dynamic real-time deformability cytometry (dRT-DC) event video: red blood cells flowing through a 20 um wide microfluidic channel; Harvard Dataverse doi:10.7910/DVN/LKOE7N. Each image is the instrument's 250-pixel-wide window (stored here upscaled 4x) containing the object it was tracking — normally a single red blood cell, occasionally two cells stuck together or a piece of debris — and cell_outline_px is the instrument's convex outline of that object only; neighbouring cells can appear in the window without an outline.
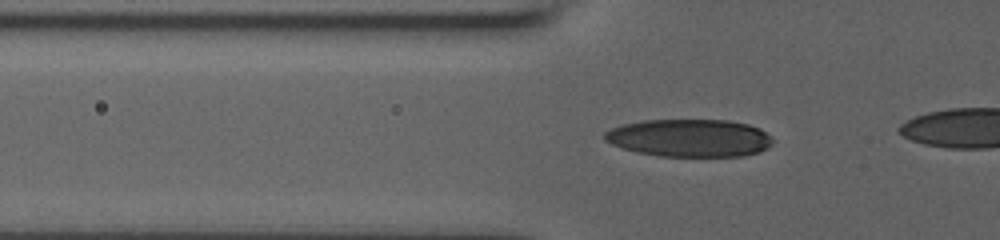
{"species": "human", "species_latin": "Homo sapiens", "temperature_condition": "room temperature", "stored_images_in_passage": 20, "camera_frame_rate_fps": 3000, "um_per_image_px": 0.085, "donor": {"sex": "male"}, "frame": {"image": 1, "passage_image": 17, "time_ms": 5.333, "image_size_px": [1000, 240], "cell_outline_px": [[772, 144], [768, 148], [760, 152], [744, 156], [660, 156], [636, 152], [612, 144], [604, 140], [604, 132], [612, 128], [624, 124], [644, 120], [728, 120], [748, 124], [760, 128], [772, 136]], "centroid_in_image_um": [58.65, 11.73], "position_along_channel_um": 67.2, "area_um2": 37.05}}